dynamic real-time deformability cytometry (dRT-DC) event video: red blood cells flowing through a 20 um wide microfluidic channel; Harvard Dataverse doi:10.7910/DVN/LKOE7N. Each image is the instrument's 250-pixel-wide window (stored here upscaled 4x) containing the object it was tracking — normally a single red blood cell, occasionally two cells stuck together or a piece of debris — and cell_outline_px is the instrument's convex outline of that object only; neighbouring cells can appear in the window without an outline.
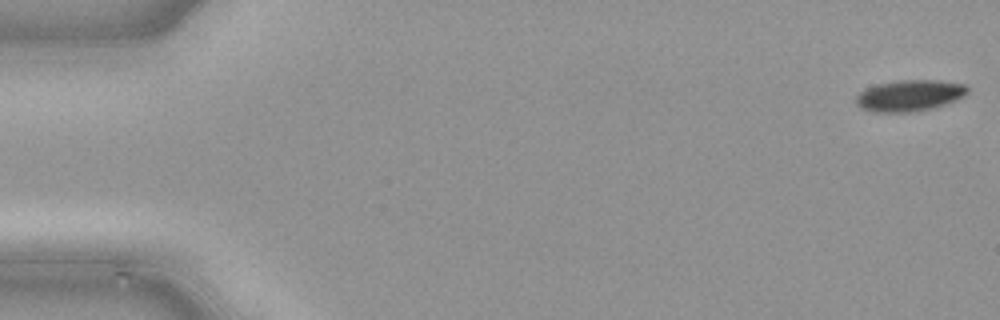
{"species": "common noctule bat (a hibernating species)", "species_latin": "Nyctalus noctula", "temperature_condition": "cold", "stored_images_in_passage": 7, "camera_frame_rate_fps": 3000, "um_per_image_px": 0.085, "animal": {"sex": "male", "body_mass_g": 21.5, "forearm_length_mm": 52.0}, "frame": {"image": 1, "passage_image": 1, "time_ms": 0.0, "image_size_px": [1000, 320], "cell_outline_px": [[968, 92], [964, 96], [956, 100], [932, 108], [916, 112], [872, 112], [860, 108], [856, 104], [856, 96], [860, 92], [876, 84], [900, 80], [936, 80], [964, 84], [968, 88]], "centroid_in_image_um": [77.3, 8.13], "position_along_channel_um": 7.7, "area_um2": 20.35}}